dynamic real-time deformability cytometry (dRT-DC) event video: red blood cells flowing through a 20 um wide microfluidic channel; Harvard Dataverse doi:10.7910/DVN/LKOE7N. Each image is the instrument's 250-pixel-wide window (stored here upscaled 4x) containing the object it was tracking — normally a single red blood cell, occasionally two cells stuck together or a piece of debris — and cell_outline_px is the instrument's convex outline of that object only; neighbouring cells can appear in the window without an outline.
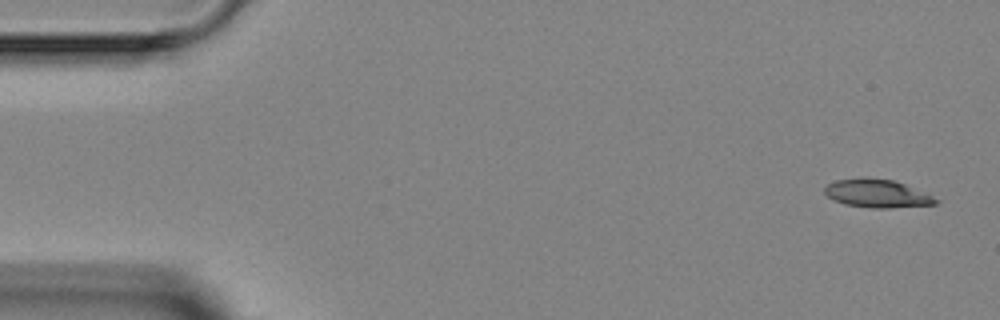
{"species": "Egyptian fruit bat (a non-hibernating species)", "species_latin": "Rousettus aegyptiacus", "temperature_condition": "room temperature", "stored_images_in_passage": 5, "camera_frame_rate_fps": 3000, "um_per_image_px": 0.085, "animal": {"sex": "female"}, "frame": {"image": 1, "passage_image": 1, "time_ms": 0.0, "image_size_px": [1000, 320], "cell_outline_px": [[940, 200], [936, 204], [888, 208], [872, 208], [844, 204], [832, 200], [824, 192], [824, 188], [828, 184], [836, 180], [864, 176], [892, 180], [904, 184], [932, 196]], "centroid_in_image_um": [74.5, 16.44], "position_along_channel_um": 10.5, "area_um2": 18.26}}
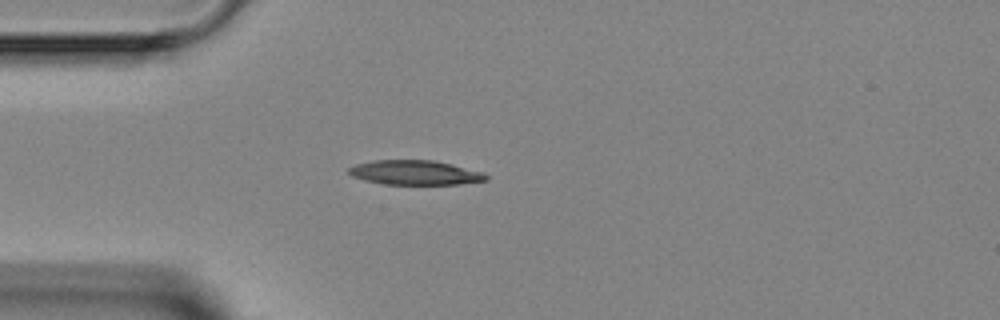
{"frame": {"image": 2, "passage_image": 4, "time_ms": 3.667, "image_size_px": [1000, 320], "cell_outline_px": [[488, 180], [460, 184], [384, 184], [364, 180], [352, 176], [348, 172], [348, 168], [356, 164], [372, 160], [432, 160], [452, 164], [480, 172], [488, 176]], "centroid_in_image_um": [35.24, 14.67], "position_along_channel_um": 49.8, "area_um2": 19.48}}